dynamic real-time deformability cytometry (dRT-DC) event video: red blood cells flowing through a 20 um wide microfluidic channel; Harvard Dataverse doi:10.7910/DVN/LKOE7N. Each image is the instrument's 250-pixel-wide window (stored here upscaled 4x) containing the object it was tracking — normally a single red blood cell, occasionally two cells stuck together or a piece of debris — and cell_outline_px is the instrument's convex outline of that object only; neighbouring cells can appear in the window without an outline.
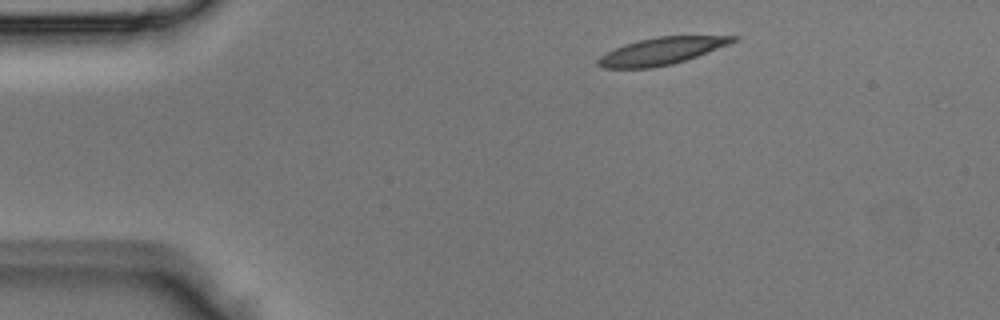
{"species": "Egyptian fruit bat (a non-hibernating species)", "species_latin": "Rousettus aegyptiacus", "temperature_condition": "room temperature", "stored_images_in_passage": 2, "camera_frame_rate_fps": 3000, "um_per_image_px": 0.085, "animal": {"sex": "male"}, "frame": {"image": 1, "passage_image": 1, "time_ms": 0.0, "image_size_px": [1000, 320], "cell_outline_px": [[740, 36], [736, 40], [728, 44], [696, 56], [672, 64], [652, 68], [604, 68], [596, 64], [596, 60], [600, 56], [624, 44], [656, 36]], "centroid_in_image_um": [56.18, 4.34], "position_along_channel_um": 28.8, "area_um2": 20.98}}